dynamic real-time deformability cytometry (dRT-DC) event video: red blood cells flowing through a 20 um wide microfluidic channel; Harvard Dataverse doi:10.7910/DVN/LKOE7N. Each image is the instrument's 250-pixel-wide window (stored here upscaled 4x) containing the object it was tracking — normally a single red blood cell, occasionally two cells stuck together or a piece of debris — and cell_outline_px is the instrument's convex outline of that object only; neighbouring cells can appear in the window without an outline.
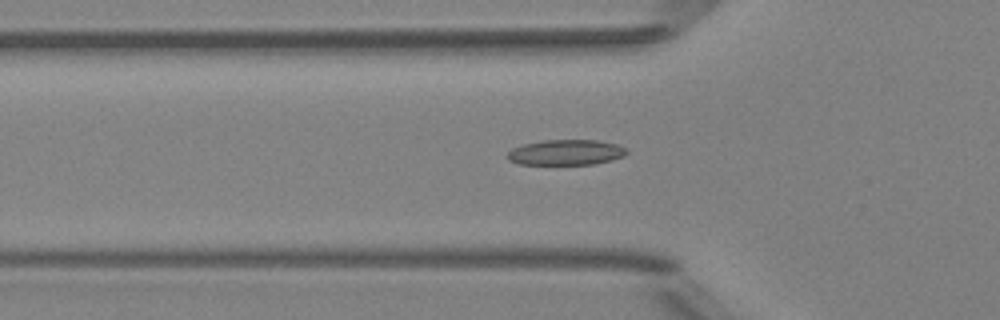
{"species": "Egyptian fruit bat (a non-hibernating species)", "species_latin": "Rousettus aegyptiacus", "temperature_condition": "room temperature", "stored_images_in_passage": 53, "segment_of_instrument_passage": [1, 2], "camera_frame_rate_fps": 3000, "um_per_image_px": 0.085, "animal": {"sex": "female"}, "frame": {"image": 1, "passage_image": 18, "time_ms": 5.667, "image_size_px": [1000, 320], "cell_outline_px": [[628, 152], [624, 156], [612, 160], [592, 164], [520, 164], [508, 160], [508, 152], [512, 148], [524, 144], [540, 140], [600, 140], [616, 144], [624, 148]], "centroid_in_image_um": [48.1, 12.94], "position_along_channel_um": 77.7, "area_um2": 17.63}}
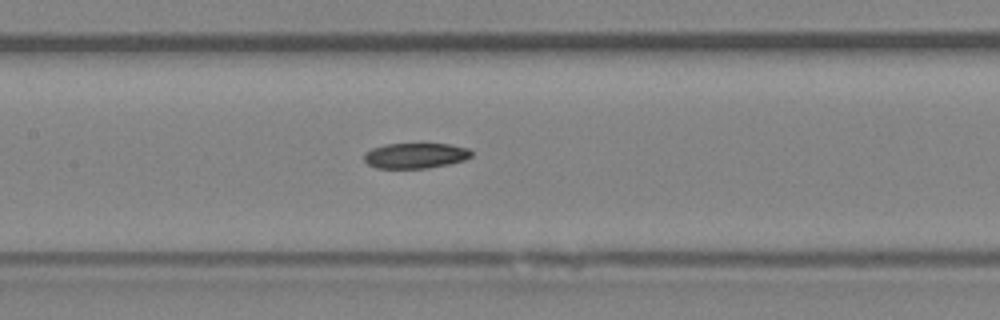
{"frame": {"image": 2, "passage_image": 25, "time_ms": 8.0, "image_size_px": [1000, 320], "cell_outline_px": [[472, 156], [464, 160], [448, 164], [428, 168], [376, 168], [368, 164], [364, 160], [364, 152], [372, 148], [384, 144], [452, 144], [468, 148], [472, 152]], "centroid_in_image_um": [35.3, 13.22], "position_along_channel_um": 172.1, "area_um2": 15.95}}
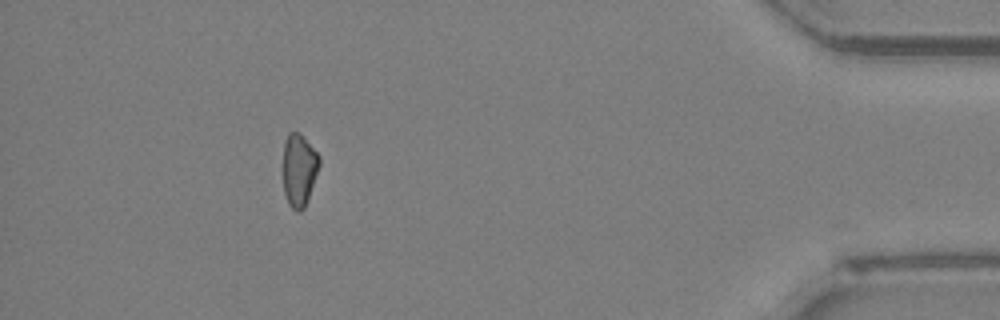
{"frame": {"image": 3, "passage_image": 47, "time_ms": 15.333, "image_size_px": [1000, 320], "cell_outline_px": [[320, 164], [304, 208], [300, 212], [296, 212], [288, 204], [284, 192], [284, 140], [288, 132], [300, 132], [320, 156]], "centroid_in_image_um": [25.42, 14.42], "position_along_channel_um": 409.8, "area_um2": 15.26}}